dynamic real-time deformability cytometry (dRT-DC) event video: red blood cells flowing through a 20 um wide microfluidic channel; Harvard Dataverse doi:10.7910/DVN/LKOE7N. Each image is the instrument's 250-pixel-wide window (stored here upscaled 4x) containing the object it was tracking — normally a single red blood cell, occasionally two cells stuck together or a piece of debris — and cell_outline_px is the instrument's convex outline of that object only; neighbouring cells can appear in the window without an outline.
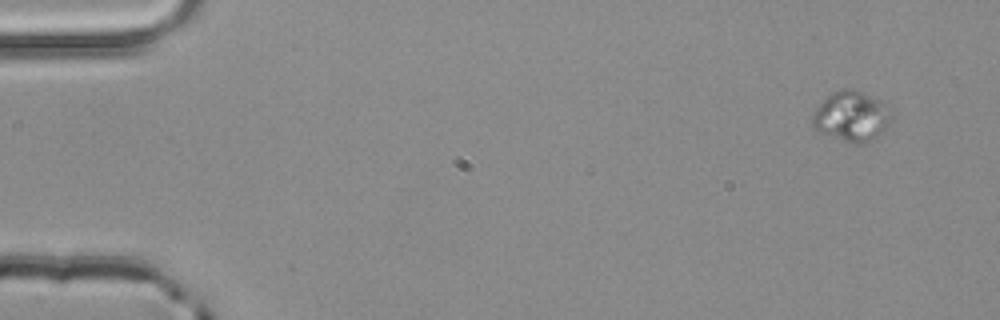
{"species": "common noctule bat (a hibernating species)", "species_latin": "Nyctalus noctula", "temperature_condition": "room temperature", "stored_images_in_passage": 4, "camera_frame_rate_fps": 3000, "um_per_image_px": 0.085, "animal": {"sex": "male", "body_mass_g": 20.4}, "frame": {"image": 1, "passage_image": 1, "time_ms": 0.0, "image_size_px": [1000, 320], "cell_outline_px": [[892, 120], [872, 140], [856, 144], [852, 144], [820, 132], [812, 124], [812, 112], [832, 92], [844, 88], [856, 88], [880, 100], [888, 108], [892, 116]], "centroid_in_image_um": [72.37, 9.86], "position_along_channel_um": 12.6, "area_um2": 22.95}}
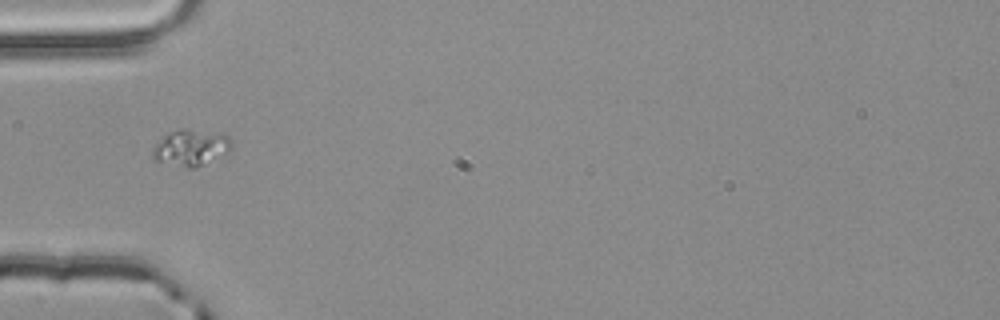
{"frame": {"image": 2, "passage_image": 4, "time_ms": 1.0, "image_size_px": [1000, 320], "cell_outline_px": [[232, 148], [220, 156], [196, 168], [184, 168], [152, 160], [152, 148], [164, 136], [180, 128], [184, 128], [220, 132], [228, 136], [232, 140]], "centroid_in_image_um": [16.22, 12.55], "position_along_channel_um": 68.8, "area_um2": 16.94}}